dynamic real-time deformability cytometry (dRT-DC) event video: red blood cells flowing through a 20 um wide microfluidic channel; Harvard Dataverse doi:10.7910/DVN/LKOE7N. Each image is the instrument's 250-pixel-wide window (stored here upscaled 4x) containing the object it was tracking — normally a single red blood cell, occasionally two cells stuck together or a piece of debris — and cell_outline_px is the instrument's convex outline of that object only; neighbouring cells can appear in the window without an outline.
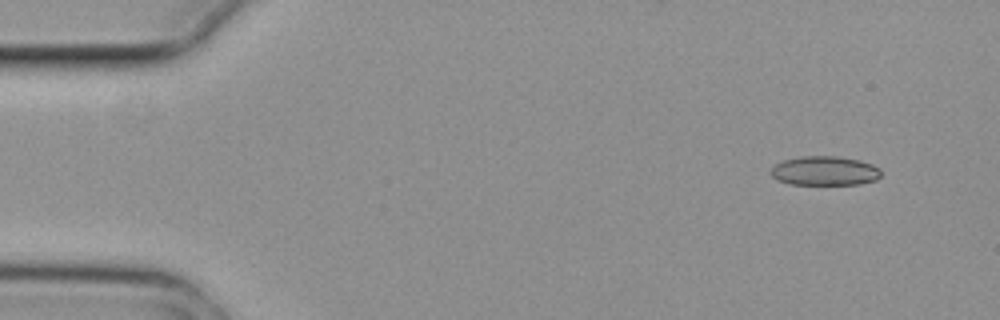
{"species": "common noctule bat (a hibernating species)", "species_latin": "Nyctalus noctula", "temperature_condition": "cold", "stored_images_in_passage": 4, "camera_frame_rate_fps": 3000, "um_per_image_px": 0.085, "animal": {"sex": "female", "body_mass_g": 29.2, "forearm_length_mm": 56.3}, "frame": {"image": 1, "passage_image": 2, "time_ms": 0.333, "image_size_px": [1000, 320], "cell_outline_px": [[880, 176], [876, 180], [860, 184], [788, 184], [776, 180], [768, 172], [776, 164], [784, 160], [800, 156], [836, 156], [860, 160], [872, 164], [880, 168]], "centroid_in_image_um": [70.08, 14.52], "position_along_channel_um": 14.9, "area_um2": 18.9}}